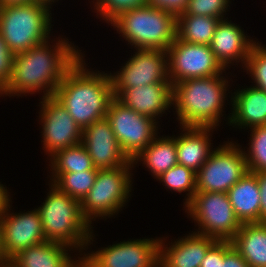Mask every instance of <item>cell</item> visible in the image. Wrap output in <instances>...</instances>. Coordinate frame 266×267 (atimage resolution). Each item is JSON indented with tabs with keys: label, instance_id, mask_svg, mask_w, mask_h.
Returning a JSON list of instances; mask_svg holds the SVG:
<instances>
[{
	"label": "cell",
	"instance_id": "cell-12",
	"mask_svg": "<svg viewBox=\"0 0 266 267\" xmlns=\"http://www.w3.org/2000/svg\"><path fill=\"white\" fill-rule=\"evenodd\" d=\"M167 54L168 77L172 85L187 79L217 76L226 71L209 45L188 43L176 37Z\"/></svg>",
	"mask_w": 266,
	"mask_h": 267
},
{
	"label": "cell",
	"instance_id": "cell-43",
	"mask_svg": "<svg viewBox=\"0 0 266 267\" xmlns=\"http://www.w3.org/2000/svg\"><path fill=\"white\" fill-rule=\"evenodd\" d=\"M37 2H42V3H45V4H48L49 6L52 7V4L54 6V2H58L59 0H35Z\"/></svg>",
	"mask_w": 266,
	"mask_h": 267
},
{
	"label": "cell",
	"instance_id": "cell-23",
	"mask_svg": "<svg viewBox=\"0 0 266 267\" xmlns=\"http://www.w3.org/2000/svg\"><path fill=\"white\" fill-rule=\"evenodd\" d=\"M227 195L242 224L260 223L261 198L256 173L248 171L227 191Z\"/></svg>",
	"mask_w": 266,
	"mask_h": 267
},
{
	"label": "cell",
	"instance_id": "cell-14",
	"mask_svg": "<svg viewBox=\"0 0 266 267\" xmlns=\"http://www.w3.org/2000/svg\"><path fill=\"white\" fill-rule=\"evenodd\" d=\"M39 102V124L43 150L48 157L60 149L81 143L82 130L54 96L41 98ZM41 104V105H40Z\"/></svg>",
	"mask_w": 266,
	"mask_h": 267
},
{
	"label": "cell",
	"instance_id": "cell-5",
	"mask_svg": "<svg viewBox=\"0 0 266 267\" xmlns=\"http://www.w3.org/2000/svg\"><path fill=\"white\" fill-rule=\"evenodd\" d=\"M109 25L116 29L132 49L167 51L176 38L177 17L168 11L146 5L122 12Z\"/></svg>",
	"mask_w": 266,
	"mask_h": 267
},
{
	"label": "cell",
	"instance_id": "cell-45",
	"mask_svg": "<svg viewBox=\"0 0 266 267\" xmlns=\"http://www.w3.org/2000/svg\"><path fill=\"white\" fill-rule=\"evenodd\" d=\"M77 267H87V266L81 261Z\"/></svg>",
	"mask_w": 266,
	"mask_h": 267
},
{
	"label": "cell",
	"instance_id": "cell-38",
	"mask_svg": "<svg viewBox=\"0 0 266 267\" xmlns=\"http://www.w3.org/2000/svg\"><path fill=\"white\" fill-rule=\"evenodd\" d=\"M260 189V223L266 222V172L256 173Z\"/></svg>",
	"mask_w": 266,
	"mask_h": 267
},
{
	"label": "cell",
	"instance_id": "cell-18",
	"mask_svg": "<svg viewBox=\"0 0 266 267\" xmlns=\"http://www.w3.org/2000/svg\"><path fill=\"white\" fill-rule=\"evenodd\" d=\"M167 237L159 240V261L165 267H200L208 249L217 241L197 232H190L167 243Z\"/></svg>",
	"mask_w": 266,
	"mask_h": 267
},
{
	"label": "cell",
	"instance_id": "cell-42",
	"mask_svg": "<svg viewBox=\"0 0 266 267\" xmlns=\"http://www.w3.org/2000/svg\"><path fill=\"white\" fill-rule=\"evenodd\" d=\"M5 256L3 254V249H2V245H1V223H0V262L5 260Z\"/></svg>",
	"mask_w": 266,
	"mask_h": 267
},
{
	"label": "cell",
	"instance_id": "cell-37",
	"mask_svg": "<svg viewBox=\"0 0 266 267\" xmlns=\"http://www.w3.org/2000/svg\"><path fill=\"white\" fill-rule=\"evenodd\" d=\"M188 0H148V5L168 11L176 17L184 12Z\"/></svg>",
	"mask_w": 266,
	"mask_h": 267
},
{
	"label": "cell",
	"instance_id": "cell-44",
	"mask_svg": "<svg viewBox=\"0 0 266 267\" xmlns=\"http://www.w3.org/2000/svg\"><path fill=\"white\" fill-rule=\"evenodd\" d=\"M153 267H165L160 261H158Z\"/></svg>",
	"mask_w": 266,
	"mask_h": 267
},
{
	"label": "cell",
	"instance_id": "cell-10",
	"mask_svg": "<svg viewBox=\"0 0 266 267\" xmlns=\"http://www.w3.org/2000/svg\"><path fill=\"white\" fill-rule=\"evenodd\" d=\"M118 143L132 160L160 134V123L135 112L114 98L106 115Z\"/></svg>",
	"mask_w": 266,
	"mask_h": 267
},
{
	"label": "cell",
	"instance_id": "cell-4",
	"mask_svg": "<svg viewBox=\"0 0 266 267\" xmlns=\"http://www.w3.org/2000/svg\"><path fill=\"white\" fill-rule=\"evenodd\" d=\"M48 185L46 199L37 208L45 239L65 244L82 256L95 241L94 227L84 218L79 200L61 192L51 182Z\"/></svg>",
	"mask_w": 266,
	"mask_h": 267
},
{
	"label": "cell",
	"instance_id": "cell-40",
	"mask_svg": "<svg viewBox=\"0 0 266 267\" xmlns=\"http://www.w3.org/2000/svg\"><path fill=\"white\" fill-rule=\"evenodd\" d=\"M35 2V0H0V6Z\"/></svg>",
	"mask_w": 266,
	"mask_h": 267
},
{
	"label": "cell",
	"instance_id": "cell-31",
	"mask_svg": "<svg viewBox=\"0 0 266 267\" xmlns=\"http://www.w3.org/2000/svg\"><path fill=\"white\" fill-rule=\"evenodd\" d=\"M254 81V87L266 92V45L256 42L247 57L243 71Z\"/></svg>",
	"mask_w": 266,
	"mask_h": 267
},
{
	"label": "cell",
	"instance_id": "cell-22",
	"mask_svg": "<svg viewBox=\"0 0 266 267\" xmlns=\"http://www.w3.org/2000/svg\"><path fill=\"white\" fill-rule=\"evenodd\" d=\"M71 250L76 252L65 244L45 241L22 250L12 259L19 267H77L81 256L77 260L71 256Z\"/></svg>",
	"mask_w": 266,
	"mask_h": 267
},
{
	"label": "cell",
	"instance_id": "cell-6",
	"mask_svg": "<svg viewBox=\"0 0 266 267\" xmlns=\"http://www.w3.org/2000/svg\"><path fill=\"white\" fill-rule=\"evenodd\" d=\"M51 9L37 1L0 6V33L14 54L51 40Z\"/></svg>",
	"mask_w": 266,
	"mask_h": 267
},
{
	"label": "cell",
	"instance_id": "cell-15",
	"mask_svg": "<svg viewBox=\"0 0 266 267\" xmlns=\"http://www.w3.org/2000/svg\"><path fill=\"white\" fill-rule=\"evenodd\" d=\"M12 203L0 216L1 245L5 258L12 259L22 250L46 241L37 207L27 212L14 213Z\"/></svg>",
	"mask_w": 266,
	"mask_h": 267
},
{
	"label": "cell",
	"instance_id": "cell-2",
	"mask_svg": "<svg viewBox=\"0 0 266 267\" xmlns=\"http://www.w3.org/2000/svg\"><path fill=\"white\" fill-rule=\"evenodd\" d=\"M84 57L68 70L54 94L81 130L105 118L115 98L110 73L89 69Z\"/></svg>",
	"mask_w": 266,
	"mask_h": 267
},
{
	"label": "cell",
	"instance_id": "cell-25",
	"mask_svg": "<svg viewBox=\"0 0 266 267\" xmlns=\"http://www.w3.org/2000/svg\"><path fill=\"white\" fill-rule=\"evenodd\" d=\"M140 162L151 172L153 178L159 177L177 162L176 136H156L154 140L142 150L134 159L133 167Z\"/></svg>",
	"mask_w": 266,
	"mask_h": 267
},
{
	"label": "cell",
	"instance_id": "cell-32",
	"mask_svg": "<svg viewBox=\"0 0 266 267\" xmlns=\"http://www.w3.org/2000/svg\"><path fill=\"white\" fill-rule=\"evenodd\" d=\"M94 11L102 21L109 25L122 12L144 7L148 5V0H93L90 1Z\"/></svg>",
	"mask_w": 266,
	"mask_h": 267
},
{
	"label": "cell",
	"instance_id": "cell-34",
	"mask_svg": "<svg viewBox=\"0 0 266 267\" xmlns=\"http://www.w3.org/2000/svg\"><path fill=\"white\" fill-rule=\"evenodd\" d=\"M14 53L9 49L0 33V92L6 87L12 75Z\"/></svg>",
	"mask_w": 266,
	"mask_h": 267
},
{
	"label": "cell",
	"instance_id": "cell-19",
	"mask_svg": "<svg viewBox=\"0 0 266 267\" xmlns=\"http://www.w3.org/2000/svg\"><path fill=\"white\" fill-rule=\"evenodd\" d=\"M115 98L123 105L157 123L172 107V84L155 83L122 89ZM158 119V120H157Z\"/></svg>",
	"mask_w": 266,
	"mask_h": 267
},
{
	"label": "cell",
	"instance_id": "cell-13",
	"mask_svg": "<svg viewBox=\"0 0 266 267\" xmlns=\"http://www.w3.org/2000/svg\"><path fill=\"white\" fill-rule=\"evenodd\" d=\"M120 71L110 72L114 97L122 90L155 83H171L165 50L135 49Z\"/></svg>",
	"mask_w": 266,
	"mask_h": 267
},
{
	"label": "cell",
	"instance_id": "cell-29",
	"mask_svg": "<svg viewBox=\"0 0 266 267\" xmlns=\"http://www.w3.org/2000/svg\"><path fill=\"white\" fill-rule=\"evenodd\" d=\"M156 181L162 182L170 191L185 193V201L183 206L185 207L194 197L196 191V172L183 165L176 164L168 171L161 174L156 178Z\"/></svg>",
	"mask_w": 266,
	"mask_h": 267
},
{
	"label": "cell",
	"instance_id": "cell-8",
	"mask_svg": "<svg viewBox=\"0 0 266 267\" xmlns=\"http://www.w3.org/2000/svg\"><path fill=\"white\" fill-rule=\"evenodd\" d=\"M183 208L198 227L195 232L216 240L230 241L242 226L224 192H196Z\"/></svg>",
	"mask_w": 266,
	"mask_h": 267
},
{
	"label": "cell",
	"instance_id": "cell-16",
	"mask_svg": "<svg viewBox=\"0 0 266 267\" xmlns=\"http://www.w3.org/2000/svg\"><path fill=\"white\" fill-rule=\"evenodd\" d=\"M81 143L97 169L118 168L131 161L121 149L106 117L82 130Z\"/></svg>",
	"mask_w": 266,
	"mask_h": 267
},
{
	"label": "cell",
	"instance_id": "cell-30",
	"mask_svg": "<svg viewBox=\"0 0 266 267\" xmlns=\"http://www.w3.org/2000/svg\"><path fill=\"white\" fill-rule=\"evenodd\" d=\"M250 133L249 147H243L248 171L266 172V125L253 127Z\"/></svg>",
	"mask_w": 266,
	"mask_h": 267
},
{
	"label": "cell",
	"instance_id": "cell-39",
	"mask_svg": "<svg viewBox=\"0 0 266 267\" xmlns=\"http://www.w3.org/2000/svg\"><path fill=\"white\" fill-rule=\"evenodd\" d=\"M11 198L12 197L6 185H3L0 182V216L7 210L8 206L12 202Z\"/></svg>",
	"mask_w": 266,
	"mask_h": 267
},
{
	"label": "cell",
	"instance_id": "cell-7",
	"mask_svg": "<svg viewBox=\"0 0 266 267\" xmlns=\"http://www.w3.org/2000/svg\"><path fill=\"white\" fill-rule=\"evenodd\" d=\"M133 169L132 160L118 168L98 169L94 185L80 202L82 214L90 225L96 219L115 216L127 206L133 191Z\"/></svg>",
	"mask_w": 266,
	"mask_h": 267
},
{
	"label": "cell",
	"instance_id": "cell-21",
	"mask_svg": "<svg viewBox=\"0 0 266 267\" xmlns=\"http://www.w3.org/2000/svg\"><path fill=\"white\" fill-rule=\"evenodd\" d=\"M179 129L182 131H179L181 133L176 136L177 162L197 173L215 149L211 143L215 128L181 127Z\"/></svg>",
	"mask_w": 266,
	"mask_h": 267
},
{
	"label": "cell",
	"instance_id": "cell-27",
	"mask_svg": "<svg viewBox=\"0 0 266 267\" xmlns=\"http://www.w3.org/2000/svg\"><path fill=\"white\" fill-rule=\"evenodd\" d=\"M50 158V159H49ZM48 158L52 181L59 173L83 172L95 168L92 158L82 143L56 151ZM52 171V172H51Z\"/></svg>",
	"mask_w": 266,
	"mask_h": 267
},
{
	"label": "cell",
	"instance_id": "cell-3",
	"mask_svg": "<svg viewBox=\"0 0 266 267\" xmlns=\"http://www.w3.org/2000/svg\"><path fill=\"white\" fill-rule=\"evenodd\" d=\"M226 72L172 85V110H175L180 127L218 129L223 120L221 117L227 116L223 114L226 112L224 105L226 100L229 101L228 94L232 93L229 90L232 79L225 76Z\"/></svg>",
	"mask_w": 266,
	"mask_h": 267
},
{
	"label": "cell",
	"instance_id": "cell-33",
	"mask_svg": "<svg viewBox=\"0 0 266 267\" xmlns=\"http://www.w3.org/2000/svg\"><path fill=\"white\" fill-rule=\"evenodd\" d=\"M230 0H188L185 15L210 16L220 19H228L225 14L230 9Z\"/></svg>",
	"mask_w": 266,
	"mask_h": 267
},
{
	"label": "cell",
	"instance_id": "cell-36",
	"mask_svg": "<svg viewBox=\"0 0 266 267\" xmlns=\"http://www.w3.org/2000/svg\"><path fill=\"white\" fill-rule=\"evenodd\" d=\"M223 262V240H217L207 251L200 267H220Z\"/></svg>",
	"mask_w": 266,
	"mask_h": 267
},
{
	"label": "cell",
	"instance_id": "cell-28",
	"mask_svg": "<svg viewBox=\"0 0 266 267\" xmlns=\"http://www.w3.org/2000/svg\"><path fill=\"white\" fill-rule=\"evenodd\" d=\"M98 169L83 172L59 173L51 182L61 192L68 194L80 202L88 194L97 175Z\"/></svg>",
	"mask_w": 266,
	"mask_h": 267
},
{
	"label": "cell",
	"instance_id": "cell-11",
	"mask_svg": "<svg viewBox=\"0 0 266 267\" xmlns=\"http://www.w3.org/2000/svg\"><path fill=\"white\" fill-rule=\"evenodd\" d=\"M160 238L129 239L85 252L87 267H153L159 261Z\"/></svg>",
	"mask_w": 266,
	"mask_h": 267
},
{
	"label": "cell",
	"instance_id": "cell-26",
	"mask_svg": "<svg viewBox=\"0 0 266 267\" xmlns=\"http://www.w3.org/2000/svg\"><path fill=\"white\" fill-rule=\"evenodd\" d=\"M222 19L206 15L177 16L176 37L193 44L210 45L216 26Z\"/></svg>",
	"mask_w": 266,
	"mask_h": 267
},
{
	"label": "cell",
	"instance_id": "cell-35",
	"mask_svg": "<svg viewBox=\"0 0 266 267\" xmlns=\"http://www.w3.org/2000/svg\"><path fill=\"white\" fill-rule=\"evenodd\" d=\"M220 267H249L243 257L233 248L231 241L223 240V262Z\"/></svg>",
	"mask_w": 266,
	"mask_h": 267
},
{
	"label": "cell",
	"instance_id": "cell-9",
	"mask_svg": "<svg viewBox=\"0 0 266 267\" xmlns=\"http://www.w3.org/2000/svg\"><path fill=\"white\" fill-rule=\"evenodd\" d=\"M247 172L240 143L225 141L216 146L196 173V191L227 193Z\"/></svg>",
	"mask_w": 266,
	"mask_h": 267
},
{
	"label": "cell",
	"instance_id": "cell-24",
	"mask_svg": "<svg viewBox=\"0 0 266 267\" xmlns=\"http://www.w3.org/2000/svg\"><path fill=\"white\" fill-rule=\"evenodd\" d=\"M230 241L249 267H266V222L242 224Z\"/></svg>",
	"mask_w": 266,
	"mask_h": 267
},
{
	"label": "cell",
	"instance_id": "cell-41",
	"mask_svg": "<svg viewBox=\"0 0 266 267\" xmlns=\"http://www.w3.org/2000/svg\"><path fill=\"white\" fill-rule=\"evenodd\" d=\"M0 267H19L13 259H5L0 262Z\"/></svg>",
	"mask_w": 266,
	"mask_h": 267
},
{
	"label": "cell",
	"instance_id": "cell-17",
	"mask_svg": "<svg viewBox=\"0 0 266 267\" xmlns=\"http://www.w3.org/2000/svg\"><path fill=\"white\" fill-rule=\"evenodd\" d=\"M244 30L231 20L222 19L216 26L210 43V48L216 60L228 70L231 65L244 68L252 46L257 42L248 36ZM236 63V64H235ZM228 67V68H227Z\"/></svg>",
	"mask_w": 266,
	"mask_h": 267
},
{
	"label": "cell",
	"instance_id": "cell-1",
	"mask_svg": "<svg viewBox=\"0 0 266 267\" xmlns=\"http://www.w3.org/2000/svg\"><path fill=\"white\" fill-rule=\"evenodd\" d=\"M55 39L14 54L11 79L0 97L37 92H43L41 98L54 96L68 70L85 54L63 35Z\"/></svg>",
	"mask_w": 266,
	"mask_h": 267
},
{
	"label": "cell",
	"instance_id": "cell-20",
	"mask_svg": "<svg viewBox=\"0 0 266 267\" xmlns=\"http://www.w3.org/2000/svg\"><path fill=\"white\" fill-rule=\"evenodd\" d=\"M244 87L231 93V97L229 94L232 107L226 124L240 130L266 125V92L254 86Z\"/></svg>",
	"mask_w": 266,
	"mask_h": 267
}]
</instances>
